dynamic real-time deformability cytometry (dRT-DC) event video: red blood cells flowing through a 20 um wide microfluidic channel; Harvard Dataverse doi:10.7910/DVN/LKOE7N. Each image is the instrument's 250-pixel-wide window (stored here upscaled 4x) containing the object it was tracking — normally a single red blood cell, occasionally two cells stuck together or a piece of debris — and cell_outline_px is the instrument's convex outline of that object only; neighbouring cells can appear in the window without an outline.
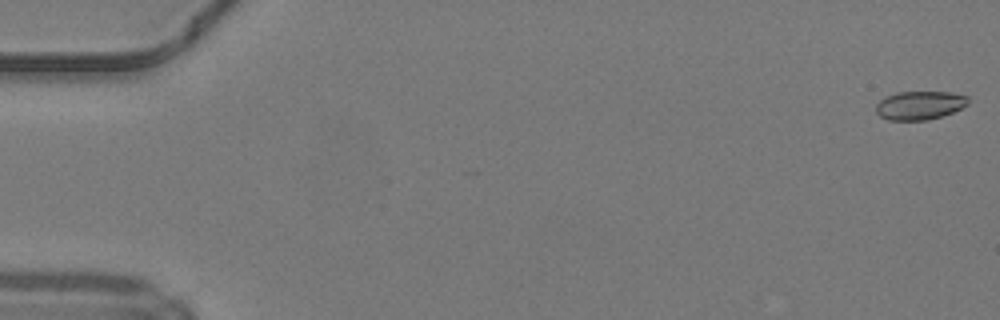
{"species": "common noctule bat (a hibernating species)", "species_latin": "Nyctalus noctula", "temperature_condition": "warm", "stored_images_in_passage": 50, "camera_frame_rate_fps": 3000, "um_per_image_px": 0.085, "animal": {"sex": "male", "body_mass_g": 19.2, "forearm_length_mm": 51.8}, "frame": {"image": 1, "passage_image": 1, "time_ms": 0.0, "image_size_px": [1000, 320], "cell_outline_px": [[968, 104], [952, 112], [928, 120], [888, 120], [880, 116], [876, 112], [876, 104], [880, 100], [896, 92], [952, 92], [968, 96]], "centroid_in_image_um": [78.17, 8.95], "position_along_channel_um": 6.8, "area_um2": 15.26}}
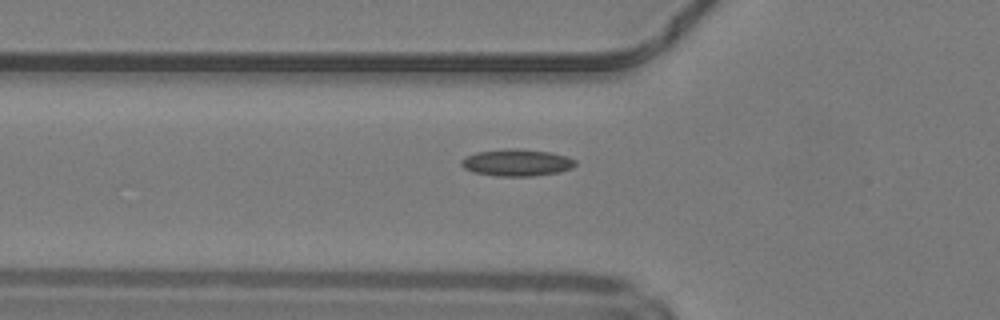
{"frame": {"image": 2, "passage_image": 18, "time_ms": 5.667, "image_size_px": [1000, 320], "cell_outline_px": [[576, 164], [572, 168], [560, 172], [532, 176], [496, 176], [472, 172], [464, 168], [460, 164], [460, 160], [464, 156], [476, 152], [508, 148], [520, 148], [548, 152], [568, 156], [576, 160]], "centroid_in_image_um": [43.9, 13.82], "position_along_channel_um": 81.9, "area_um2": 18.15}}
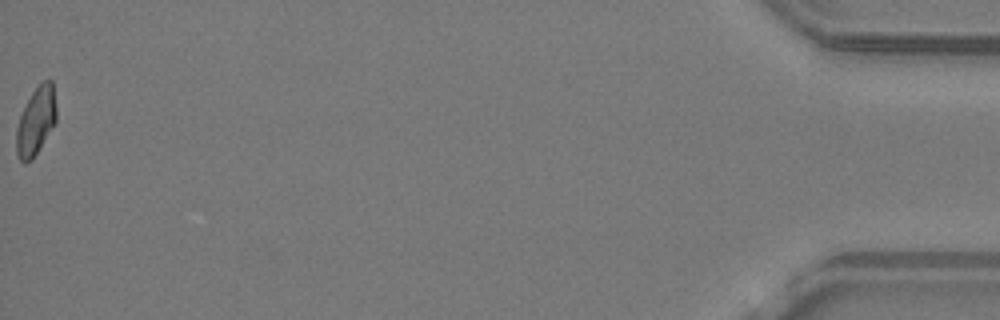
{"frame": {"image": 3, "passage_image": 50, "time_ms": 16.333, "image_size_px": [1000, 320], "cell_outline_px": [[56, 120], [32, 160], [24, 164], [20, 160], [16, 152], [16, 128], [20, 116], [32, 92], [44, 80], [52, 80], [56, 108]], "centroid_in_image_um": [3.04, 10.31], "position_along_channel_um": 432.2, "area_um2": 15.49}, "authors_computed_cell_mechanics": {"area_um2": 16.2129, "velocity_mm_per_s": 4.2228, "shape_relaxation_time_tau1_ms": null, "shape_relaxation_time_tau2_ms": 2.921, "deformation_change_tau1": null, "deformation_change_tau2": 0.0883}}